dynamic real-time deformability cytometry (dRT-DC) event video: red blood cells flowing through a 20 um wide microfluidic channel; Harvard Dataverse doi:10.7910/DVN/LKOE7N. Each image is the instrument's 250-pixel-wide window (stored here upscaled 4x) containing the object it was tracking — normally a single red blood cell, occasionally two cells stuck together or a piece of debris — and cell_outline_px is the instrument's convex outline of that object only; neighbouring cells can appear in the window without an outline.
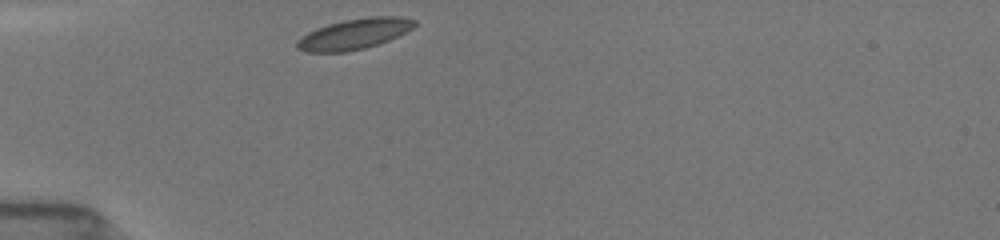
{"species": "common noctule bat (a hibernating species)", "species_latin": "Nyctalus noctula", "temperature_condition": "room temperature", "stored_images_in_passage": 31, "camera_frame_rate_fps": 3000, "um_per_image_px": 0.085, "animal": {"sex": "female", "body_mass_g": 19.5, "forearm_length_mm": 54.1}, "frame": {"image": 1, "passage_image": 1, "time_ms": 0.0, "image_size_px": [1000, 240], "cell_outline_px": [[416, 24], [412, 28], [388, 40], [364, 48], [348, 52], [304, 52], [296, 48], [296, 40], [308, 32], [316, 28], [328, 24], [344, 20], [372, 16], [400, 16], [416, 20]], "centroid_in_image_um": [30.07, 2.89], "position_along_channel_um": 54.9, "area_um2": 20.87}}
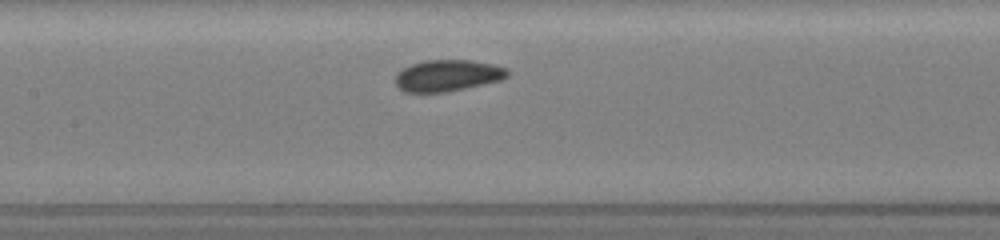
{"frame": {"image": 2, "passage_image": 11, "time_ms": 3.333, "image_size_px": [1000, 240], "cell_outline_px": [[508, 76], [500, 80], [464, 88], [444, 92], [404, 92], [396, 84], [396, 72], [412, 64], [424, 60], [468, 60], [492, 64], [508, 68]], "centroid_in_image_um": [38.03, 6.41], "position_along_channel_um": 169.4, "area_um2": 20.35}}
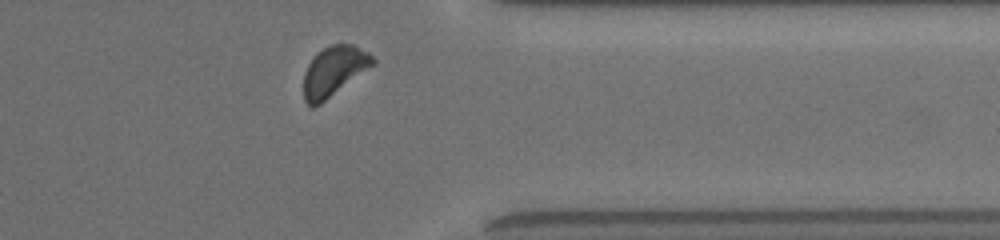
{"frame": {"image": 3, "passage_image": 28, "time_ms": 9.0, "image_size_px": [1000, 240], "cell_outline_px": [[376, 64], [320, 104], [312, 108], [304, 100], [304, 72], [308, 64], [316, 52], [332, 44], [352, 44], [368, 52], [376, 60]], "centroid_in_image_um": [28.39, 6.04], "position_along_channel_um": 383.0, "area_um2": 20.11}, "authors_computed_cell_mechanics": {"area_um2": 20.3456, "velocity_mm_per_s": 3.867, "shape_relaxation_time_tau1_ms": 2.8311, "shape_relaxation_time_tau2_ms": 4.4775, "deformation_change_tau1": 0.0817, "deformation_change_tau2": 0.0884}}